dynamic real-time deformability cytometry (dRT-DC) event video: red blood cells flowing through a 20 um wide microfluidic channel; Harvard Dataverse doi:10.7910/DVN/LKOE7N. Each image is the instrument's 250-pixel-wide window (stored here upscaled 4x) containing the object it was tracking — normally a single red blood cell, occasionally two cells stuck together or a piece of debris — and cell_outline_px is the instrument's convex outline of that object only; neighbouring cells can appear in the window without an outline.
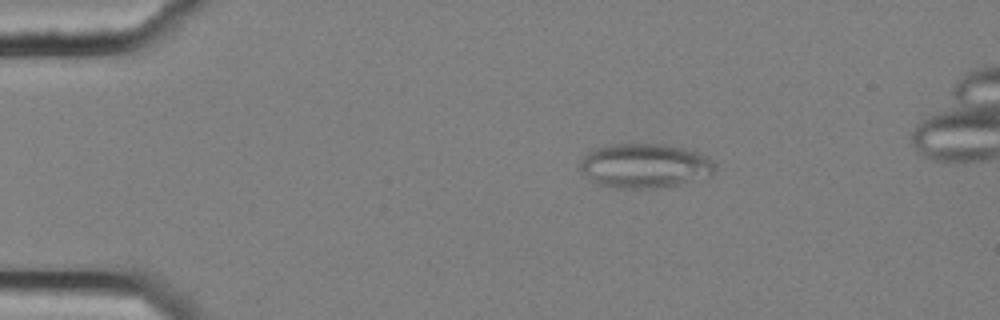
{"species": "common noctule bat (a hibernating species)", "species_latin": "Nyctalus noctula", "temperature_condition": "cold", "stored_images_in_passage": 5, "camera_frame_rate_fps": 3000, "um_per_image_px": 0.085, "animal": {"sex": "female", "body_mass_g": 25.1}, "frame": {"image": 1, "passage_image": 3, "time_ms": 0.667, "image_size_px": [1000, 320], "cell_outline_px": [[716, 168], [712, 176], [676, 184], [652, 188], [612, 188], [596, 184], [580, 168], [580, 164], [584, 156], [588, 152], [596, 148], [608, 144], [668, 144], [684, 148], [708, 156], [716, 164]], "centroid_in_image_um": [54.83, 14.08], "position_along_channel_um": 30.2, "area_um2": 34.91}}